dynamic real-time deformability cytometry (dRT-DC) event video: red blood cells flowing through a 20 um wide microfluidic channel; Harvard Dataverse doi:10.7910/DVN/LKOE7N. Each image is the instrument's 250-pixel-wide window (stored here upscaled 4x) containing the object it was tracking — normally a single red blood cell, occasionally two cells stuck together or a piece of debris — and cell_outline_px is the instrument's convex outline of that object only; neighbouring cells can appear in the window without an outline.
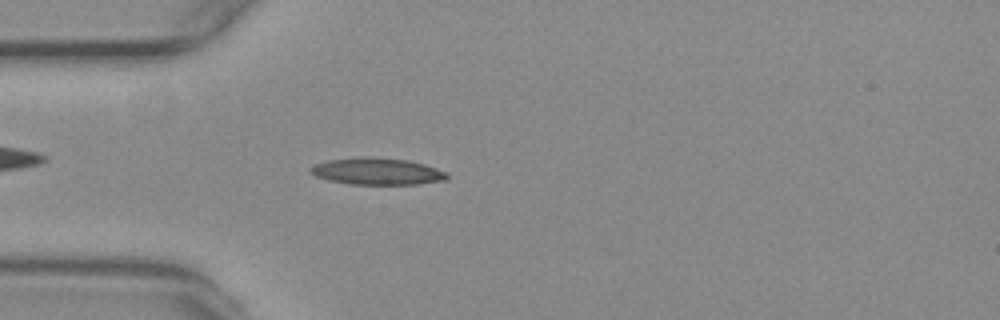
{"species": "common noctule bat (a hibernating species)", "species_latin": "Nyctalus noctula", "temperature_condition": "warm", "stored_images_in_passage": 14, "camera_frame_rate_fps": 3000, "um_per_image_px": 0.085, "animal": {"sex": "female", "body_mass_g": 29.2, "forearm_length_mm": 56.3}, "frame": {"image": 1, "passage_image": 6, "time_ms": 1.667, "image_size_px": [1000, 320], "cell_outline_px": [[448, 180], [420, 184], [348, 184], [328, 180], [316, 176], [308, 168], [316, 164], [328, 160], [364, 156], [404, 160], [424, 164], [448, 172]], "centroid_in_image_um": [32.08, 14.57], "position_along_channel_um": 52.9, "area_um2": 21.27}}
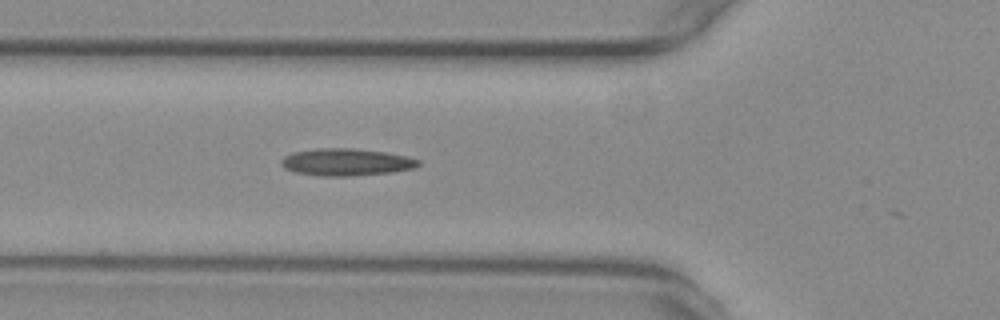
{"frame": {"image": 2, "passage_image": 10, "time_ms": 3.0, "image_size_px": [1000, 320], "cell_outline_px": [[420, 164], [416, 168], [392, 172], [352, 176], [320, 176], [296, 172], [284, 168], [280, 164], [280, 160], [284, 156], [292, 152], [316, 148], [352, 148], [384, 152], [408, 156], [420, 160]], "centroid_in_image_um": [29.42, 13.78], "position_along_channel_um": 96.4, "area_um2": 21.91}}
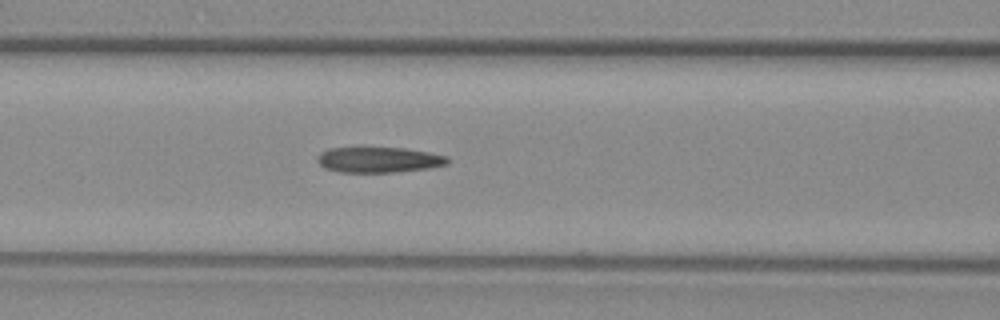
{"frame": {"image": 3, "passage_image": 13, "time_ms": 4.0, "image_size_px": [1000, 320], "cell_outline_px": [[448, 164], [428, 168], [396, 172], [340, 172], [324, 168], [316, 160], [316, 156], [320, 152], [328, 148], [360, 144], [404, 148], [428, 152], [448, 156]], "centroid_in_image_um": [32.1, 13.52], "position_along_channel_um": 134.5, "area_um2": 20.46}}